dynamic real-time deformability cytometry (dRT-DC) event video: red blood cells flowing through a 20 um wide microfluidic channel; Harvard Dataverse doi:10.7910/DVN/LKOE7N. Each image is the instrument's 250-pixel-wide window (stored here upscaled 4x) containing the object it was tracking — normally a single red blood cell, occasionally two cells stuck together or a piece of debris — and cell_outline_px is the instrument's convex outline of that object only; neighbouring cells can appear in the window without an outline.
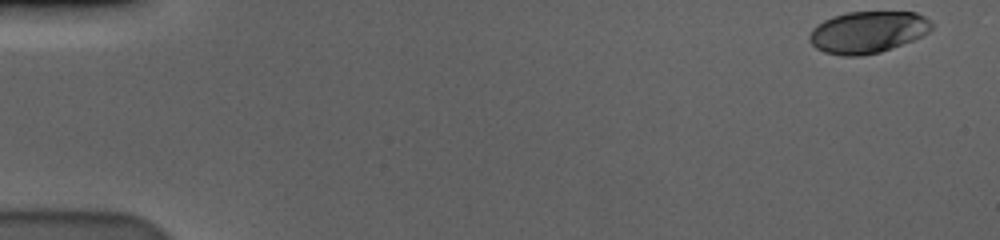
{"species": "human", "species_latin": "Homo sapiens", "temperature_condition": "cold", "stored_images_in_passage": 56, "camera_frame_rate_fps": 3000, "um_per_image_px": 0.085, "donor": {"sex": "male"}, "frame": {"image": 1, "passage_image": 1, "time_ms": 0.0, "image_size_px": [1000, 240], "cell_outline_px": [[932, 28], [928, 32], [912, 40], [880, 52], [860, 56], [844, 56], [824, 52], [816, 48], [808, 40], [808, 36], [812, 28], [816, 24], [832, 16], [848, 12], [916, 12], [924, 16], [932, 24]], "centroid_in_image_um": [73.71, 2.73], "position_along_channel_um": 11.3, "area_um2": 29.71}}
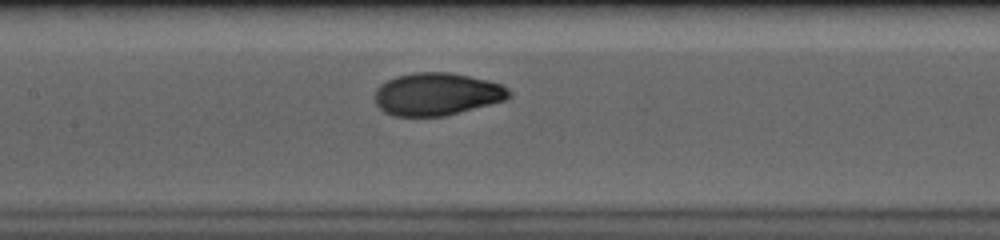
{"frame": {"image": 2, "passage_image": 27, "time_ms": 8.667, "image_size_px": [1000, 240], "cell_outline_px": [[512, 96], [504, 100], [444, 116], [392, 116], [384, 112], [376, 104], [376, 88], [380, 84], [396, 76], [412, 72], [448, 72], [468, 76], [500, 84], [508, 88], [512, 92]], "centroid_in_image_um": [37.11, 8.0], "position_along_channel_um": 170.3, "area_um2": 33.12}}
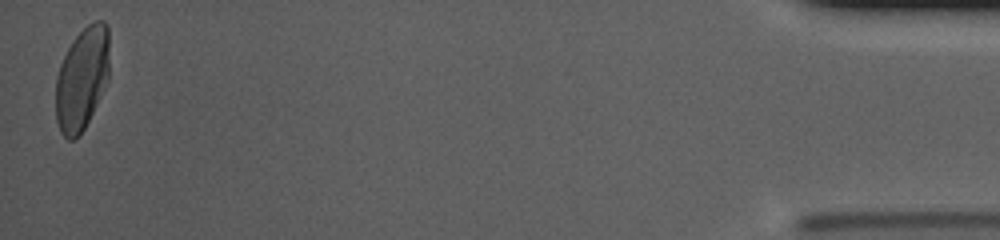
{"frame": {"image": 3, "passage_image": 56, "time_ms": 18.333, "image_size_px": [1000, 240], "cell_outline_px": [[108, 80], [84, 128], [72, 140], [68, 140], [60, 132], [56, 120], [56, 76], [60, 64], [72, 40], [88, 24], [96, 20], [104, 20], [108, 24]], "centroid_in_image_um": [6.96, 6.65], "position_along_channel_um": 428.2, "area_um2": 31.91}, "authors_computed_cell_mechanics": {"area_um2": 32.657, "velocity_mm_per_s": 3.5865, "shape_relaxation_time_tau1_ms": 5.1131, "shape_relaxation_time_tau2_ms": null, "deformation_change_tau1": 0.1868, "deformation_change_tau2": null}}